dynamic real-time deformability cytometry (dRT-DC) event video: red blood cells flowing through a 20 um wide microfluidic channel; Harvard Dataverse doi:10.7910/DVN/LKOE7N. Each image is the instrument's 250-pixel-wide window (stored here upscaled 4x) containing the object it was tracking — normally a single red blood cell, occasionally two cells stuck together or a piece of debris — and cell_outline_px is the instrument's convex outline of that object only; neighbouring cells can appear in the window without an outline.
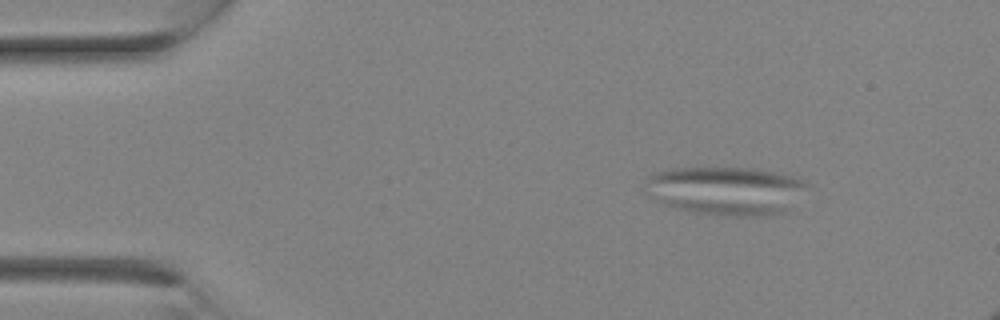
{"species": "Egyptian fruit bat (a non-hibernating species)", "species_latin": "Rousettus aegyptiacus", "temperature_condition": "room temperature", "stored_images_in_passage": 12, "camera_frame_rate_fps": 3000, "um_per_image_px": 0.085, "animal": {"sex": "female"}, "frame": {"image": 1, "passage_image": 4, "time_ms": 1.0, "image_size_px": [1000, 320], "cell_outline_px": [[808, 184], [792, 208], [784, 212], [768, 216], [724, 216], [696, 212], [664, 204], [656, 200], [644, 184], [648, 176], [656, 172], [672, 168], [756, 168], [780, 172], [804, 180]], "centroid_in_image_um": [61.76, 16.2], "position_along_channel_um": 23.2, "area_um2": 45.78}}